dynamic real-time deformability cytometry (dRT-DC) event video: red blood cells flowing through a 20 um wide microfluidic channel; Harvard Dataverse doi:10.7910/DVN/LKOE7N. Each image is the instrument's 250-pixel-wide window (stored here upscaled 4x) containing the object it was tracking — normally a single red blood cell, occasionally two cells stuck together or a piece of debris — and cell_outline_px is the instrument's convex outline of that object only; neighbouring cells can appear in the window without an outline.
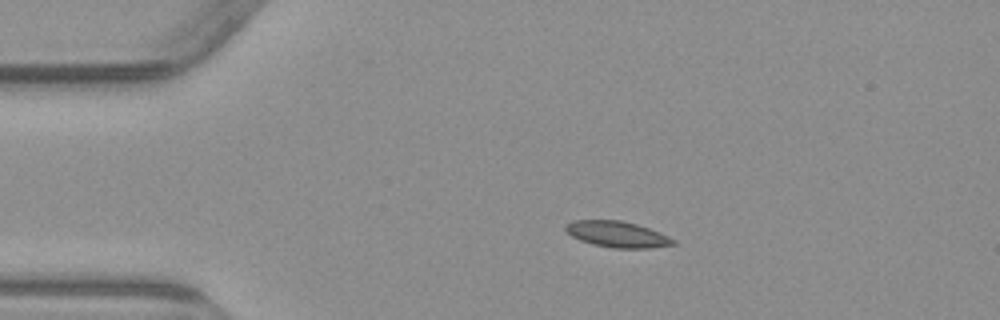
{"species": "common noctule bat (a hibernating species)", "species_latin": "Nyctalus noctula", "temperature_condition": "warm", "stored_images_in_passage": 3, "camera_frame_rate_fps": 3000, "um_per_image_px": 0.085, "animal": {"sex": "male", "body_mass_g": 23.1, "forearm_length_mm": 52.7}, "frame": {"image": 1, "passage_image": 1, "time_ms": 0.0, "image_size_px": [1000, 320], "cell_outline_px": [[676, 244], [652, 248], [612, 248], [592, 244], [580, 240], [572, 236], [564, 228], [564, 224], [572, 220], [620, 220], [636, 224], [660, 232], [676, 240]], "centroid_in_image_um": [52.46, 19.91], "position_along_channel_um": 32.5, "area_um2": 16.42}}
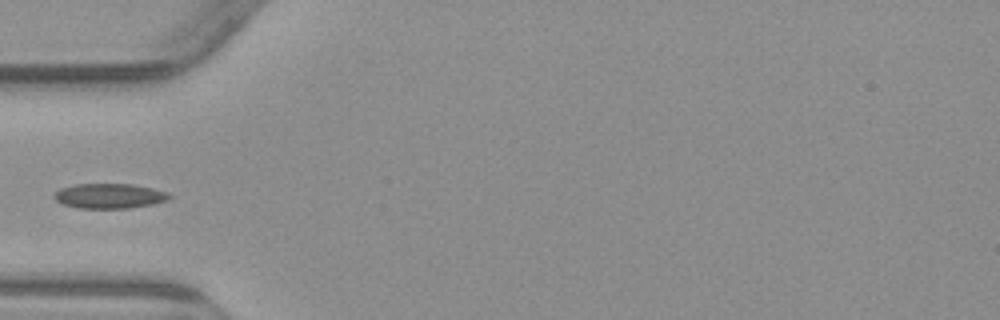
{"frame": {"image": 2, "passage_image": 3, "time_ms": 2.333, "image_size_px": [1000, 320], "cell_outline_px": [[172, 196], [168, 200], [152, 204], [128, 208], [80, 208], [64, 204], [56, 200], [52, 196], [60, 188], [72, 184], [132, 184], [152, 188], [168, 192]], "centroid_in_image_um": [9.3, 16.65], "position_along_channel_um": 75.7, "area_um2": 16.7}}